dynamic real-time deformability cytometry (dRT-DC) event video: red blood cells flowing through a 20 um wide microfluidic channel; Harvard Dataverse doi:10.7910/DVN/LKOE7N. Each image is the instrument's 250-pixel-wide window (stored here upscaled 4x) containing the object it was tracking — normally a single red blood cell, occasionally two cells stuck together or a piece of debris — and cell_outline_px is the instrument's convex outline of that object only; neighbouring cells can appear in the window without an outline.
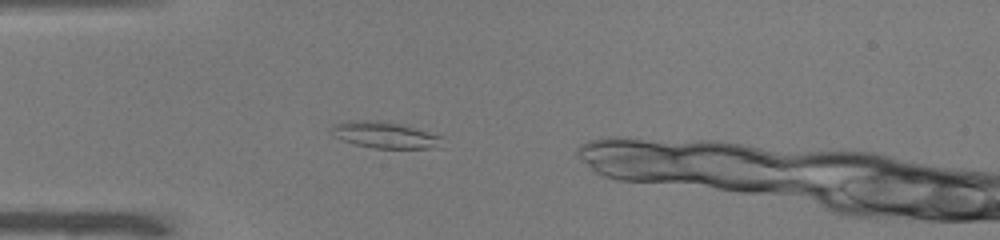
{"species": "common noctule bat (a hibernating species)", "species_latin": "Nyctalus noctula", "temperature_condition": "warm", "stored_images_in_passage": 42, "camera_frame_rate_fps": 3000, "um_per_image_px": 0.085, "animal": {"sex": "male", "body_mass_g": 19.0, "forearm_length_mm": 50.8}, "frame": {"image": 1, "passage_image": 5, "time_ms": 1.333, "image_size_px": [1000, 240], "cell_outline_px": [[444, 136], [432, 148], [372, 148], [356, 144], [332, 136], [328, 132], [336, 124], [348, 120], [380, 120]], "centroid_in_image_um": [32.6, 11.46], "position_along_channel_um": 52.4, "area_um2": 16.59}}
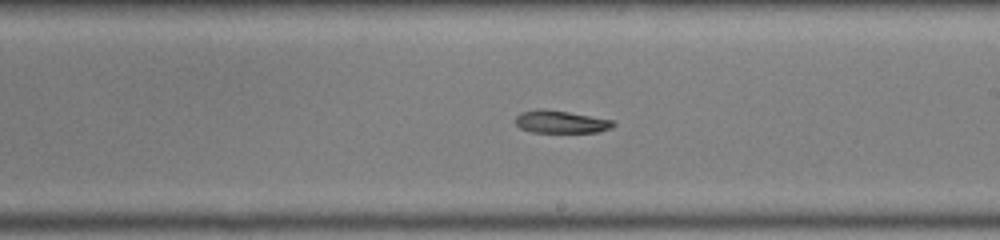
{"frame": {"image": 2, "passage_image": 20, "time_ms": 6.333, "image_size_px": [1000, 240], "cell_outline_px": [[616, 124], [612, 128], [600, 132], [532, 132], [520, 128], [516, 124], [516, 116], [520, 112], [540, 108], [544, 108], [568, 112], [612, 120]], "centroid_in_image_um": [47.66, 10.35], "position_along_channel_um": 241.3, "area_um2": 12.89}}
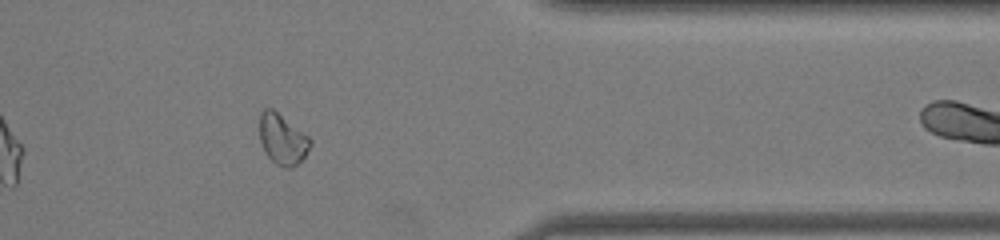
{"frame": {"image": 3, "passage_image": 32, "time_ms": 10.333, "image_size_px": [1000, 240], "cell_outline_px": [[312, 144], [304, 156], [292, 168], [284, 168], [276, 164], [264, 152], [260, 140], [260, 112], [264, 108], [272, 108], [308, 136], [312, 140]], "centroid_in_image_um": [23.99, 11.84], "position_along_channel_um": 387.4, "area_um2": 14.8}, "authors_computed_cell_mechanics": {"area_um2": 14.6523, "velocity_mm_per_s": 3.9916, "shape_relaxation_time_tau1_ms": null, "shape_relaxation_time_tau2_ms": 3.8566, "deformation_change_tau1": null, "deformation_change_tau2": 0.1219}}